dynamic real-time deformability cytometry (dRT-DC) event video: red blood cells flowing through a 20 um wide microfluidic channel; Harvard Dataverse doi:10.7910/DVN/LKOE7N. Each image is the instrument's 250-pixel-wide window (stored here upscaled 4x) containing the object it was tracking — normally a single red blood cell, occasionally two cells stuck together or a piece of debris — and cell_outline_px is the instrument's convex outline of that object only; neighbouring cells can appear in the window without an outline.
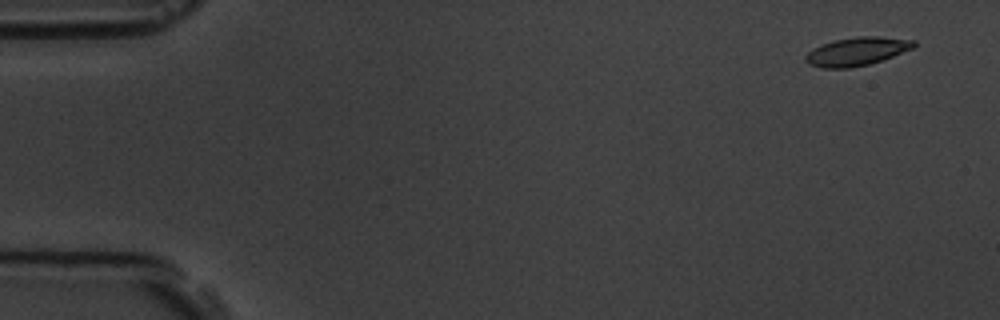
{"species": "common noctule bat (a hibernating species)", "species_latin": "Nyctalus noctula", "temperature_condition": "room temperature", "stored_images_in_passage": 5, "camera_frame_rate_fps": 3000, "um_per_image_px": 0.085, "animal": {"sex": "male", "body_mass_g": 19.5, "forearm_length_mm": 54.6}, "frame": {"image": 1, "passage_image": 1, "time_ms": 0.0, "image_size_px": [1000, 320], "cell_outline_px": [[916, 44], [912, 48], [892, 56], [868, 64], [848, 68], [820, 68], [808, 64], [804, 60], [804, 56], [808, 52], [820, 44], [832, 40], [856, 36], [876, 36], [916, 40]], "centroid_in_image_um": [72.77, 4.36], "position_along_channel_um": 12.2, "area_um2": 17.92}}
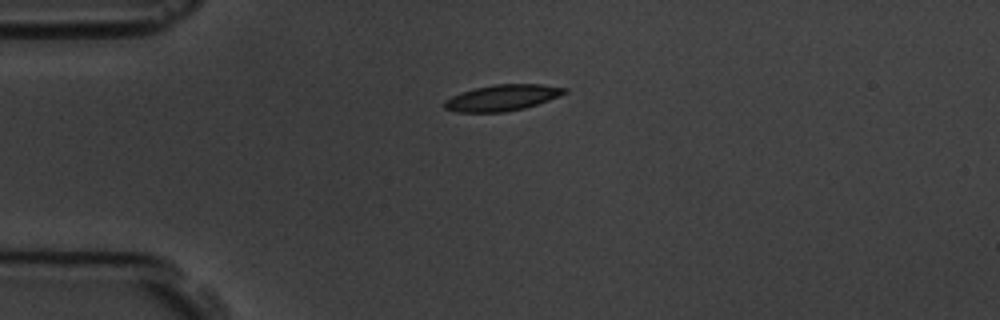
{"frame": {"image": 2, "passage_image": 4, "time_ms": 3.667, "image_size_px": [1000, 320], "cell_outline_px": [[568, 92], [560, 96], [524, 108], [504, 112], [456, 112], [444, 108], [444, 100], [460, 92], [476, 88], [496, 84], [540, 84], [568, 88]], "centroid_in_image_um": [42.69, 8.3], "position_along_channel_um": 42.3, "area_um2": 18.21}}